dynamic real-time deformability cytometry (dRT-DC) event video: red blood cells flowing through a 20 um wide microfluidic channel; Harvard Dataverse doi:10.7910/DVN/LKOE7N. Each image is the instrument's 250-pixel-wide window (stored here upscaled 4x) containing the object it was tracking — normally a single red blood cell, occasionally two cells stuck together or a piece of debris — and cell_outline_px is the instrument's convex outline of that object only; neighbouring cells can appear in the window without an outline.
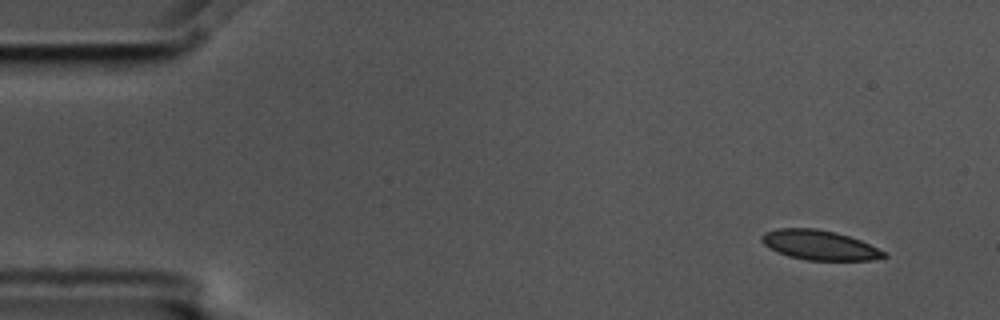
{"species": "common noctule bat (a hibernating species)", "species_latin": "Nyctalus noctula", "temperature_condition": "cold", "stored_images_in_passage": 5, "segment_of_instrument_passage": [2, 2], "camera_frame_rate_fps": 3000, "um_per_image_px": 0.085, "animal": {"sex": "male", "body_mass_g": 17.5, "forearm_length_mm": 52.3}, "frame": {"image": 1, "passage_image": 5, "time_ms": 1.333, "image_size_px": [1000, 320], "cell_outline_px": [[888, 256], [872, 260], [808, 260], [788, 256], [776, 252], [764, 244], [760, 240], [760, 236], [764, 232], [776, 228], [816, 228], [836, 232], [860, 240], [884, 252]], "centroid_in_image_um": [69.59, 20.82], "position_along_channel_um": 15.4, "area_um2": 21.1}}